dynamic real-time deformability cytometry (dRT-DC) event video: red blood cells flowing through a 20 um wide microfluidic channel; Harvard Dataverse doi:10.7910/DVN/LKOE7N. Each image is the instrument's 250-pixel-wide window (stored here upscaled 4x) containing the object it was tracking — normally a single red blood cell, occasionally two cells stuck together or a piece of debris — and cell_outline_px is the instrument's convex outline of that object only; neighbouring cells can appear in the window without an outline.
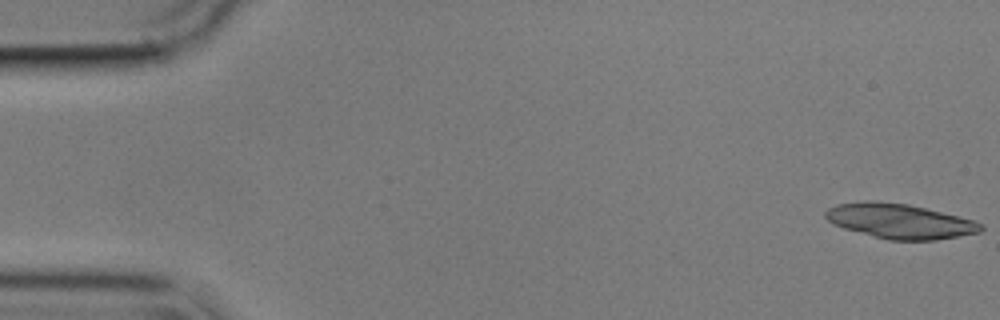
{"species": "common noctule bat (a hibernating species)", "species_latin": "Nyctalus noctula", "temperature_condition": "cold", "stored_images_in_passage": 55, "camera_frame_rate_fps": 3000, "um_per_image_px": 0.085, "animal": {"sex": "male", "body_mass_g": 17.9}, "frame": {"image": 1, "passage_image": 1, "time_ms": 0.0, "image_size_px": [1000, 320], "cell_outline_px": [[984, 228], [980, 232], [936, 240], [888, 240], [844, 228], [832, 224], [824, 216], [824, 212], [828, 208], [836, 204], [868, 200], [876, 200], [908, 204], [972, 220], [984, 224]], "centroid_in_image_um": [76.44, 18.79], "position_along_channel_um": 8.6, "area_um2": 31.39}}
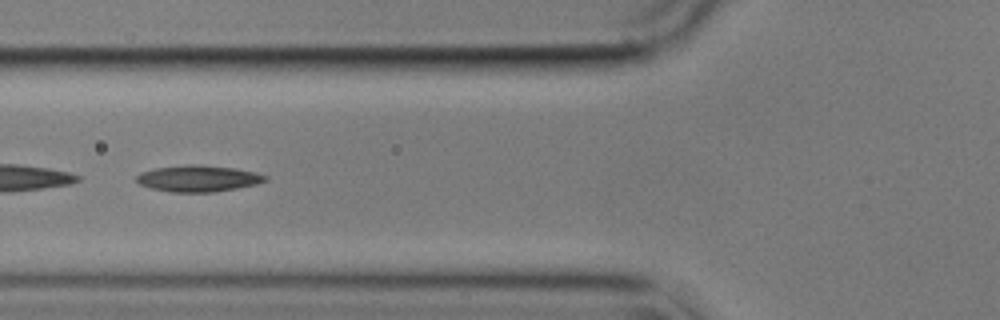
{"frame": {"image": 2, "passage_image": 21, "time_ms": 6.667, "image_size_px": [1000, 320], "cell_outline_px": [[268, 180], [256, 184], [236, 188], [212, 192], [172, 192], [152, 188], [140, 184], [136, 180], [136, 176], [140, 172], [156, 168], [188, 164], [200, 164], [236, 168], [256, 172], [268, 176]], "centroid_in_image_um": [16.87, 15.16], "position_along_channel_um": 108.9, "area_um2": 19.83}}
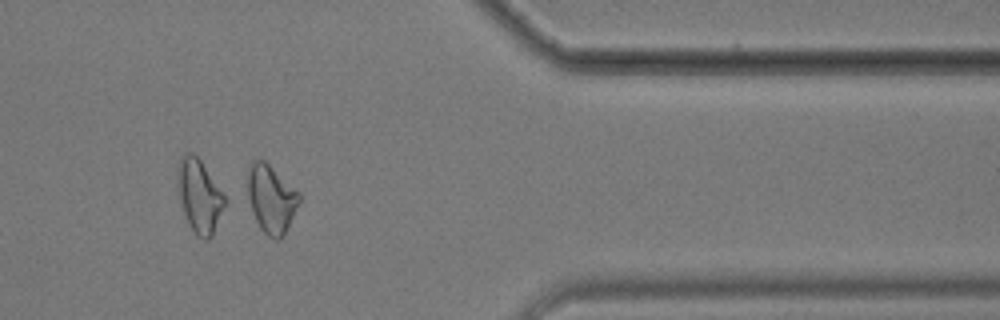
{"frame": {"image": 3, "passage_image": 46, "time_ms": 15.0, "image_size_px": [1000, 320], "cell_outline_px": [[300, 200], [280, 240], [276, 240], [268, 236], [260, 228], [256, 220], [248, 196], [248, 168], [252, 160], [264, 160], [300, 192]], "centroid_in_image_um": [23.05, 16.88], "position_along_channel_um": 388.4, "area_um2": 20.0}}